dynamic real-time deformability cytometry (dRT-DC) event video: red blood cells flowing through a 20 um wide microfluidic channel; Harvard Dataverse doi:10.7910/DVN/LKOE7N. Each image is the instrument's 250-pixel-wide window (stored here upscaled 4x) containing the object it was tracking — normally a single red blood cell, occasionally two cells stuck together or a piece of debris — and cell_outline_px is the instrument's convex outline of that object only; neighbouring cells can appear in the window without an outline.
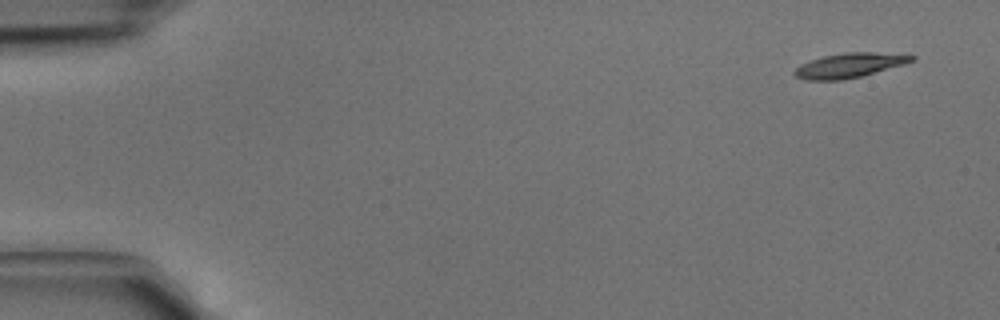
{"species": "common noctule bat (a hibernating species)", "species_latin": "Nyctalus noctula", "temperature_condition": "cold", "stored_images_in_passage": 3, "camera_frame_rate_fps": 3000, "um_per_image_px": 0.085, "animal": {"sex": "male", "body_mass_g": 15.6}, "frame": {"image": 1, "passage_image": 1, "time_ms": 0.0, "image_size_px": [1000, 320], "cell_outline_px": [[916, 60], [904, 64], [860, 76], [840, 80], [808, 80], [796, 76], [792, 72], [800, 64], [824, 56], [848, 52], [872, 52], [916, 56]], "centroid_in_image_um": [72.18, 5.55], "position_along_channel_um": 12.8, "area_um2": 16.42}}
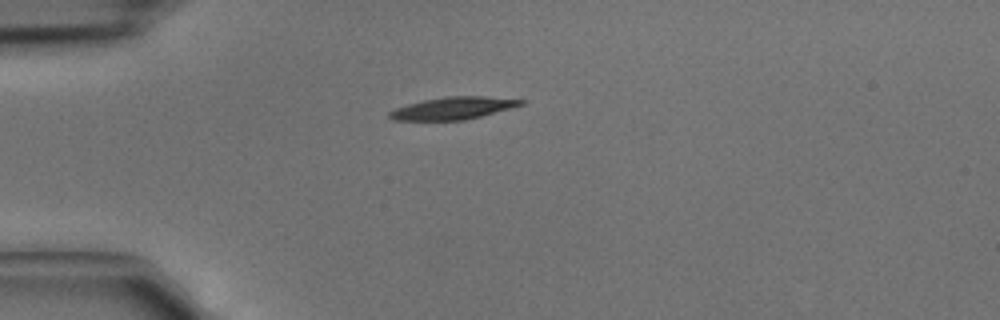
{"frame": {"image": 2, "passage_image": 3, "time_ms": 0.667, "image_size_px": [1000, 320], "cell_outline_px": [[524, 104], [480, 116], [464, 120], [392, 120], [388, 116], [388, 112], [396, 108], [408, 104], [424, 100], [444, 96], [484, 96], [524, 100]], "centroid_in_image_um": [38.47, 9.19], "position_along_channel_um": 46.5, "area_um2": 16.88}}